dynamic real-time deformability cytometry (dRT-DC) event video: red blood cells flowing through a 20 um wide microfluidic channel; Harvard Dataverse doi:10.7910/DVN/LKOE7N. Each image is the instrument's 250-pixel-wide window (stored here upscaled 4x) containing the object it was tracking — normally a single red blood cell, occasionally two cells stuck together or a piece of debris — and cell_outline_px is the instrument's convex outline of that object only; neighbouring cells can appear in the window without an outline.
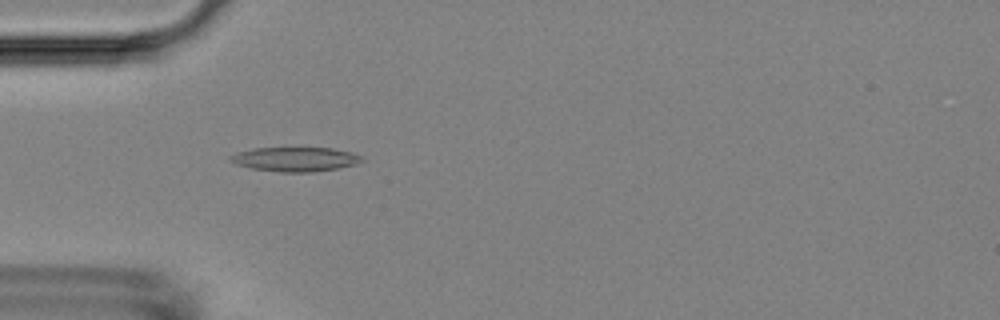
{"species": "Egyptian fruit bat (a non-hibernating species)", "species_latin": "Rousettus aegyptiacus", "temperature_condition": "room temperature", "stored_images_in_passage": 55, "camera_frame_rate_fps": 3000, "um_per_image_px": 0.085, "animal": {"sex": "female"}, "frame": {"image": 1, "passage_image": 17, "time_ms": 5.333, "image_size_px": [1000, 320], "cell_outline_px": [[364, 160], [356, 164], [336, 168], [312, 172], [280, 172], [252, 168], [236, 164], [228, 160], [228, 156], [236, 152], [252, 148], [332, 148], [352, 152], [364, 156]], "centroid_in_image_um": [25.08, 13.52], "position_along_channel_um": 59.9, "area_um2": 18.73}}
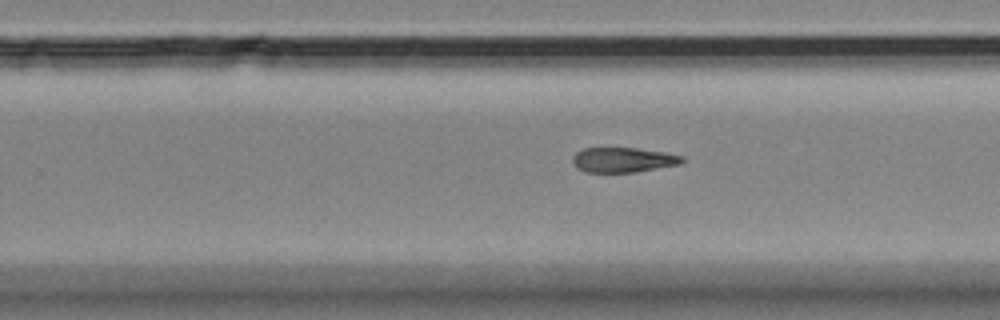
{"frame": {"image": 2, "passage_image": 35, "time_ms": 11.333, "image_size_px": [1000, 320], "cell_outline_px": [[684, 160], [680, 164], [636, 172], [584, 172], [576, 168], [572, 164], [572, 156], [576, 152], [584, 148], [636, 148], [664, 152], [684, 156]], "centroid_in_image_um": [52.93, 13.59], "position_along_channel_um": 276.9, "area_um2": 16.01}}
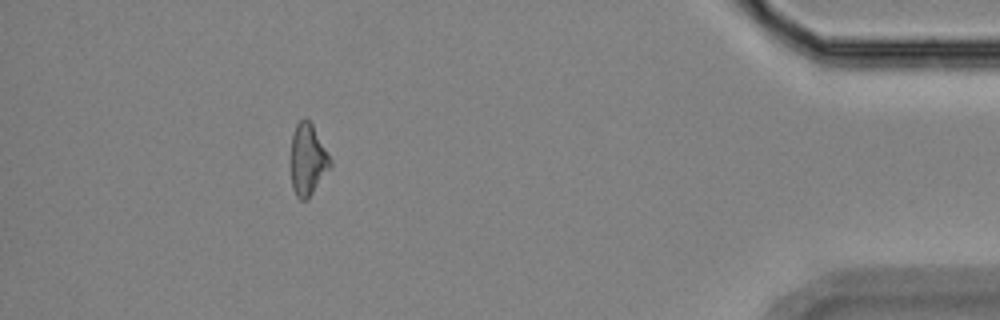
{"frame": {"image": 3, "passage_image": 50, "time_ms": 16.333, "image_size_px": [1000, 320], "cell_outline_px": [[332, 164], [312, 192], [304, 200], [300, 200], [296, 196], [292, 188], [292, 136], [296, 124], [304, 116], [312, 124], [332, 160]], "centroid_in_image_um": [26.16, 13.53], "position_along_channel_um": 409.0, "area_um2": 15.95}}